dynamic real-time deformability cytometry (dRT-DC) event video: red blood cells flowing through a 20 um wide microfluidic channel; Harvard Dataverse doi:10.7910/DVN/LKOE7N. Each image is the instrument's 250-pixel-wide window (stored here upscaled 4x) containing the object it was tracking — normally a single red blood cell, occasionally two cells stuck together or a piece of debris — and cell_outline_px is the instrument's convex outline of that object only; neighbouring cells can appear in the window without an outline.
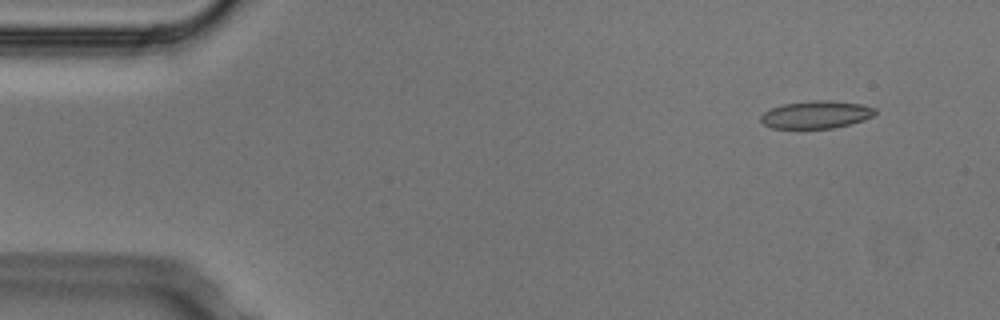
{"species": "Egyptian fruit bat (a non-hibernating species)", "species_latin": "Rousettus aegyptiacus", "temperature_condition": "cold", "stored_images_in_passage": 4, "segment_of_instrument_passage": [1, 2], "camera_frame_rate_fps": 3000, "um_per_image_px": 0.085, "animal": {"sex": "male"}, "frame": {"image": 1, "passage_image": 2, "time_ms": 0.333, "image_size_px": [1000, 320], "cell_outline_px": [[876, 112], [872, 116], [864, 120], [832, 128], [772, 128], [764, 124], [760, 120], [760, 116], [764, 112], [772, 108], [784, 104], [812, 100], [832, 100], [860, 104], [876, 108]], "centroid_in_image_um": [69.37, 9.73], "position_along_channel_um": 15.6, "area_um2": 18.26}}